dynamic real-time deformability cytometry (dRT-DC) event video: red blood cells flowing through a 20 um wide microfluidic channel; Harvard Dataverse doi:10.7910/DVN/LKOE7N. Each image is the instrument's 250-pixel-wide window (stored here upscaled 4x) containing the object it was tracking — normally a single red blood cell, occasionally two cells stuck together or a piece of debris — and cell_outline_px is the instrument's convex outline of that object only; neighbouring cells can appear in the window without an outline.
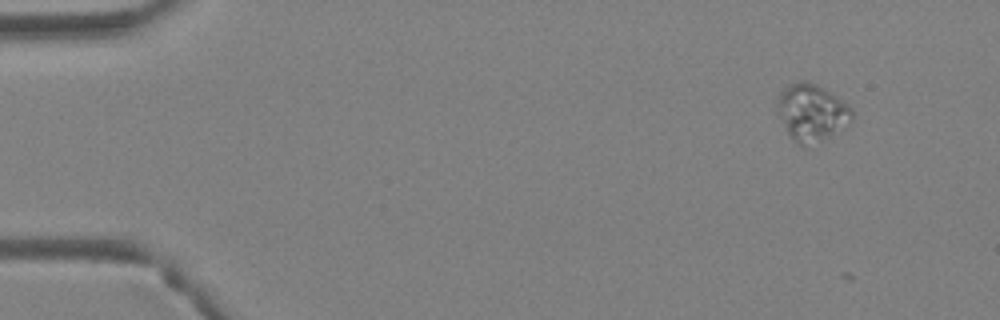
{"species": "Egyptian fruit bat (a non-hibernating species)", "species_latin": "Rousettus aegyptiacus", "temperature_condition": "warm", "stored_images_in_passage": 5, "camera_frame_rate_fps": 3000, "um_per_image_px": 0.085, "animal": {"sex": "female"}, "frame": {"image": 1, "passage_image": 2, "time_ms": 0.333, "image_size_px": [1000, 320], "cell_outline_px": [[852, 120], [848, 128], [808, 148], [804, 148], [792, 140], [780, 116], [776, 104], [780, 92], [788, 84], [800, 80], [804, 80], [816, 84], [848, 104], [852, 108]], "centroid_in_image_um": [69.03, 9.61], "position_along_channel_um": 16.0, "area_um2": 25.26}}